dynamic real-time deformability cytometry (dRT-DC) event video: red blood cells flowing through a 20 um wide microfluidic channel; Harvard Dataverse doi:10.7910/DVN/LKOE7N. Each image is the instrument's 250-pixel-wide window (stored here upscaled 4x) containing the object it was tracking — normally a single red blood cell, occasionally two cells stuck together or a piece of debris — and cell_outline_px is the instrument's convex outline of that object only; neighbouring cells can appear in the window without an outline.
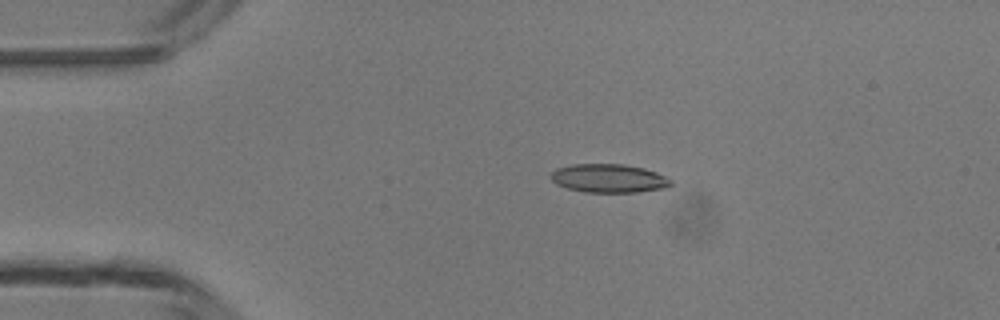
{"species": "common noctule bat (a hibernating species)", "species_latin": "Nyctalus noctula", "temperature_condition": "room temperature", "stored_images_in_passage": 4, "camera_frame_rate_fps": 3000, "um_per_image_px": 0.085, "animal": {"sex": "male", "body_mass_g": 13.3}, "frame": {"image": 1, "passage_image": 3, "time_ms": 2.667, "image_size_px": [1000, 320], "cell_outline_px": [[672, 184], [668, 188], [636, 192], [584, 192], [568, 188], [556, 184], [548, 176], [556, 168], [572, 164], [624, 164], [644, 168], [656, 172], [672, 180]], "centroid_in_image_um": [51.75, 15.15], "position_along_channel_um": 33.3, "area_um2": 20.11}}